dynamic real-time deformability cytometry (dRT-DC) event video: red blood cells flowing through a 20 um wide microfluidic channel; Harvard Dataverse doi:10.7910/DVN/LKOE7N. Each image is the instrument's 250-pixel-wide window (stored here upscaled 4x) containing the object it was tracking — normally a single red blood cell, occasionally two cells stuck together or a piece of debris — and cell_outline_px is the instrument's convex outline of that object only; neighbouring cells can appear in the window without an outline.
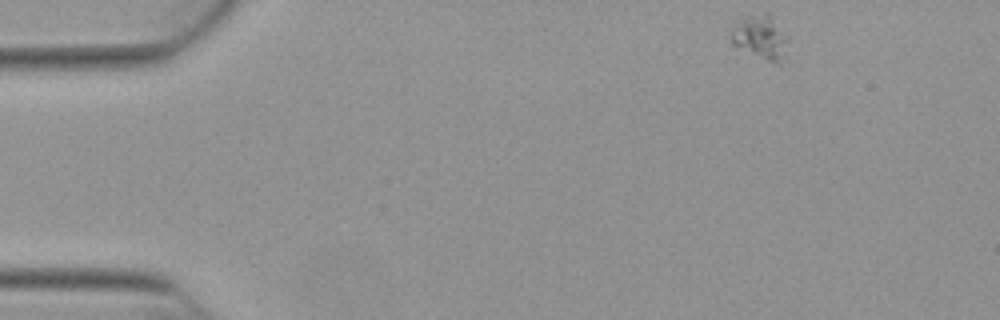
{"species": "Egyptian fruit bat (a non-hibernating species)", "species_latin": "Rousettus aegyptiacus", "temperature_condition": "warm", "stored_images_in_passage": 15, "camera_frame_rate_fps": 3000, "um_per_image_px": 0.085, "animal": {"sex": "female"}, "frame": {"image": 1, "passage_image": 1, "time_ms": 0.0, "image_size_px": [1000, 320], "cell_outline_px": [[788, 40], [780, 64], [776, 64], [736, 48], [732, 44], [728, 36], [728, 32], [732, 28], [748, 16], [764, 12], [768, 12]], "centroid_in_image_um": [64.57, 3.19], "position_along_channel_um": 20.4, "area_um2": 14.39}}
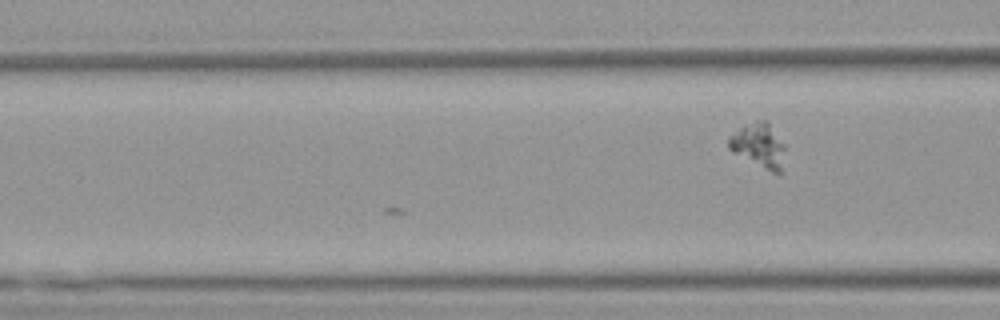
{"frame": {"image": 2, "passage_image": 15, "time_ms": 4.667, "image_size_px": [1000, 320], "cell_outline_px": [[784, 148], [780, 176], [732, 152], [728, 148], [728, 136], [744, 124], [756, 120], [768, 120], [784, 144]], "centroid_in_image_um": [64.48, 12.33], "position_along_channel_um": 102.1, "area_um2": 14.62}}